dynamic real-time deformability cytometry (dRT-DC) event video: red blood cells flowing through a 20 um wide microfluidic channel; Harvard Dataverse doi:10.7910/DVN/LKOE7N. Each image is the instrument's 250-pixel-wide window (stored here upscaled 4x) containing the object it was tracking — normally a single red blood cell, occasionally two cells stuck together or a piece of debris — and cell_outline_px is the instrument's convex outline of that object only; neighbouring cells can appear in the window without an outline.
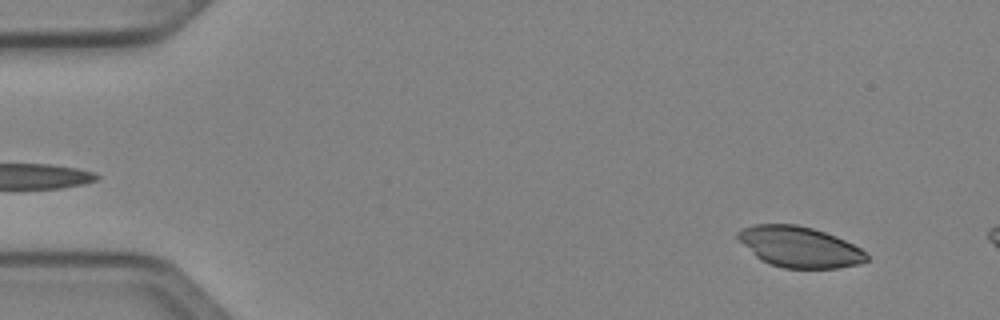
{"species": "Egyptian fruit bat (a non-hibernating species)", "species_latin": "Rousettus aegyptiacus", "temperature_condition": "cold", "stored_images_in_passage": 10, "camera_frame_rate_fps": 3000, "um_per_image_px": 0.085, "animal": {"sex": "female"}, "frame": {"image": 1, "passage_image": 4, "time_ms": 1.0, "image_size_px": [1000, 320], "cell_outline_px": [[868, 260], [860, 264], [836, 268], [784, 268], [760, 260], [736, 236], [736, 232], [740, 228], [752, 224], [796, 224], [812, 228], [836, 236], [860, 248], [868, 256]], "centroid_in_image_um": [67.94, 20.98], "position_along_channel_um": 17.1, "area_um2": 30.4}}